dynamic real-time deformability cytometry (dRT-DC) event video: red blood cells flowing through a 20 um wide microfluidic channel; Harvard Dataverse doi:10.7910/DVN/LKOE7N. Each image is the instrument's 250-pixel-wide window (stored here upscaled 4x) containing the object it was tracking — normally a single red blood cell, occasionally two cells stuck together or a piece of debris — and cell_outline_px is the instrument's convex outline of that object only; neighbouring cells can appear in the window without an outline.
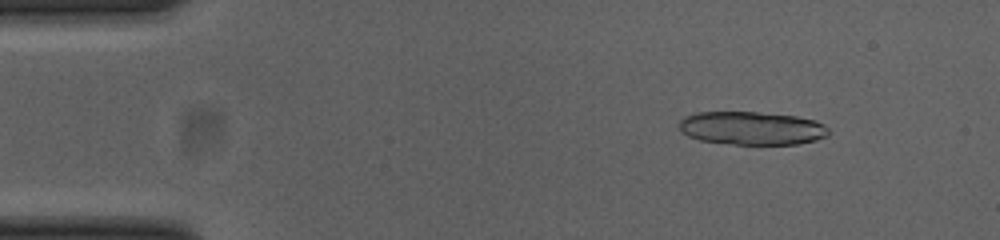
{"species": "common noctule bat (a hibernating species)", "species_latin": "Nyctalus noctula", "temperature_condition": "cold", "stored_images_in_passage": 53, "camera_frame_rate_fps": 3000, "um_per_image_px": 0.085, "animal": {"sex": "female", "body_mass_g": 23.0, "forearm_length_mm": 53.4}, "frame": {"image": 1, "passage_image": 6, "time_ms": 1.667, "image_size_px": [1000, 240], "cell_outline_px": [[832, 132], [828, 136], [816, 140], [796, 144], [732, 144], [700, 140], [688, 136], [680, 132], [680, 120], [684, 116], [696, 112], [756, 112], [796, 116], [816, 120], [824, 124]], "centroid_in_image_um": [63.92, 10.89], "position_along_channel_um": 21.1, "area_um2": 29.19}}
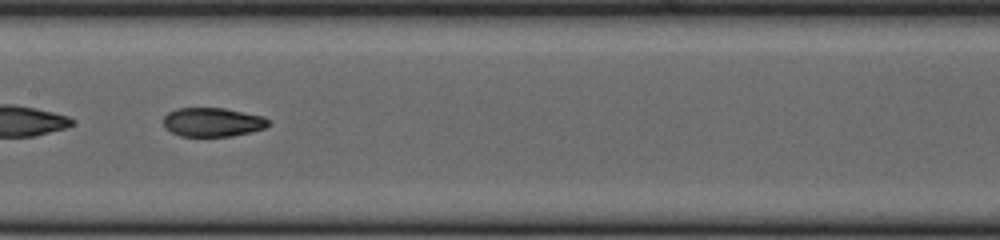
{"frame": {"image": 2, "passage_image": 26, "time_ms": 8.333, "image_size_px": [1000, 240], "cell_outline_px": [[268, 124], [264, 128], [252, 132], [232, 136], [180, 136], [172, 132], [164, 124], [164, 116], [168, 112], [176, 108], [224, 108], [264, 116], [268, 120]], "centroid_in_image_um": [18.08, 10.38], "position_along_channel_um": 189.3, "area_um2": 17.63}}
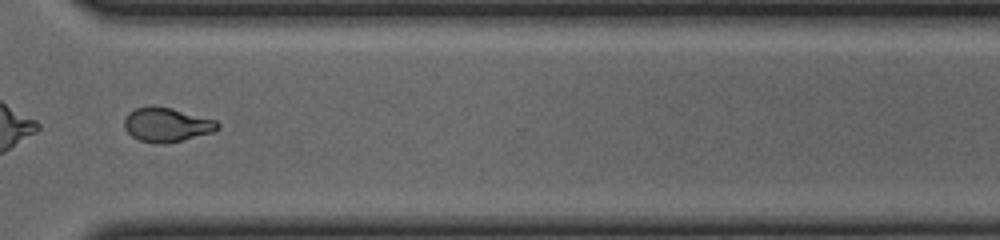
{"frame": {"image": 3, "passage_image": 39, "time_ms": 12.667, "image_size_px": [1000, 240], "cell_outline_px": [[220, 128], [212, 132], [180, 140], [140, 140], [132, 136], [124, 128], [124, 120], [128, 112], [136, 108], [148, 104], [152, 104], [172, 108], [216, 120], [220, 124]], "centroid_in_image_um": [14.16, 10.52], "position_along_channel_um": 356.4, "area_um2": 18.03}, "authors_computed_cell_mechanics": {"area_um2": 18.7272, "velocity_mm_per_s": 3.8543, "shape_relaxation_time_tau1_ms": null, "shape_relaxation_time_tau2_ms": 2.1908, "deformation_change_tau1": null, "deformation_change_tau2": 0.0703}}